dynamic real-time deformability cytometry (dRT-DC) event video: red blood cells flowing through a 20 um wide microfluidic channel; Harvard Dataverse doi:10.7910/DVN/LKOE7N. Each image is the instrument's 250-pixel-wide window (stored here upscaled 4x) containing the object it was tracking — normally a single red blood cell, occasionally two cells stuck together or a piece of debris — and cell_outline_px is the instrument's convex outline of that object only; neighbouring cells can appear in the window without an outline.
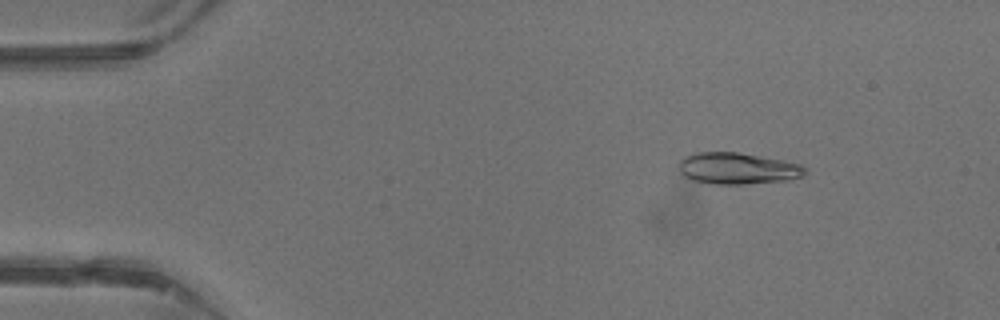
{"species": "common noctule bat (a hibernating species)", "species_latin": "Nyctalus noctula", "temperature_condition": "warm", "stored_images_in_passage": 26, "camera_frame_rate_fps": 3000, "um_per_image_px": 0.085, "animal": {"sex": "male", "body_mass_g": 13.3}, "frame": {"image": 1, "passage_image": 6, "time_ms": 1.667, "image_size_px": [1000, 320], "cell_outline_px": [[808, 172], [804, 176], [784, 180], [744, 184], [716, 184], [692, 180], [684, 176], [680, 172], [676, 164], [680, 160], [696, 152], [736, 152], [784, 160], [800, 164], [808, 168]], "centroid_in_image_um": [62.7, 14.31], "position_along_channel_um": 22.3, "area_um2": 23.24}}
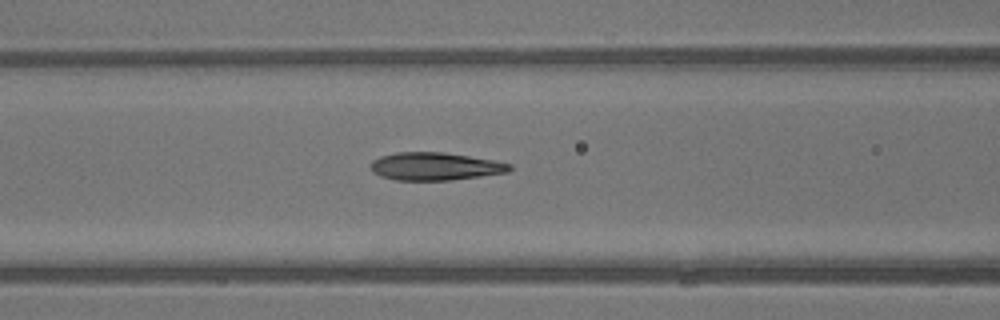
{"frame": {"image": 2, "passage_image": 18, "time_ms": 5.667, "image_size_px": [1000, 320], "cell_outline_px": [[512, 168], [508, 172], [480, 176], [448, 180], [396, 180], [380, 176], [372, 172], [368, 164], [372, 160], [380, 156], [396, 152], [444, 152], [492, 160], [512, 164]], "centroid_in_image_um": [36.92, 14.14], "position_along_channel_um": 129.7, "area_um2": 22.54}}
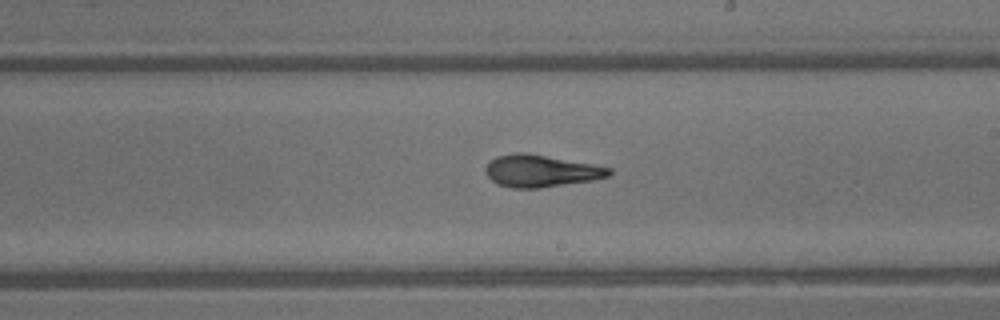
{"frame": {"image": 3, "passage_image": 25, "time_ms": 8.0, "image_size_px": [1000, 320], "cell_outline_px": [[612, 172], [608, 176], [592, 180], [536, 188], [512, 188], [496, 184], [488, 176], [484, 168], [496, 156], [516, 152], [528, 152], [592, 164], [612, 168]], "centroid_in_image_um": [45.95, 14.52], "position_along_channel_um": 243.0, "area_um2": 23.0}}